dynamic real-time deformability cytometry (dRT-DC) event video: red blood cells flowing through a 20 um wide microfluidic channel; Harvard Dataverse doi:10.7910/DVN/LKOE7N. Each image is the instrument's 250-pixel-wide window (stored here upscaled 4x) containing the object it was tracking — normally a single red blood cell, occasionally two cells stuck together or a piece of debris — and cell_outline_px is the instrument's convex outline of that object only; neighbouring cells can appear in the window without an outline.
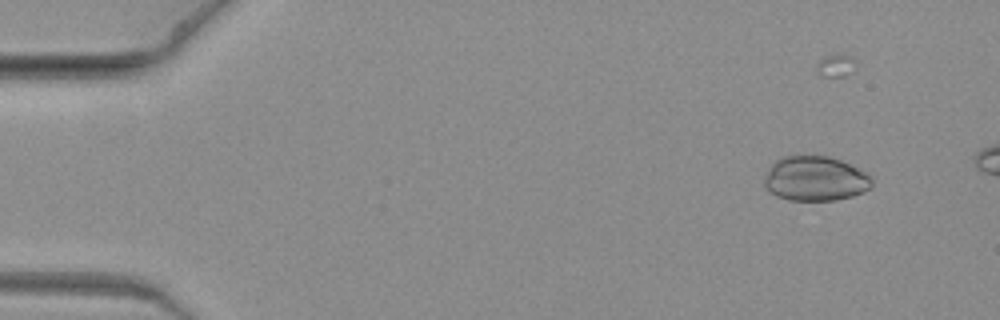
{"species": "common noctule bat (a hibernating species)", "species_latin": "Nyctalus noctula", "temperature_condition": "warm", "stored_images_in_passage": 7, "camera_frame_rate_fps": 3000, "um_per_image_px": 0.085, "animal": {"sex": "female", "body_mass_g": 19.3, "forearm_length_mm": 54.1}, "frame": {"image": 1, "passage_image": 2, "time_ms": 0.333, "image_size_px": [1000, 320], "cell_outline_px": [[872, 184], [864, 192], [852, 196], [836, 200], [788, 200], [776, 196], [768, 192], [764, 184], [764, 180], [772, 164], [776, 160], [784, 156], [828, 156], [840, 160], [864, 172], [872, 180]], "centroid_in_image_um": [69.26, 15.2], "position_along_channel_um": 15.7, "area_um2": 27.74}}